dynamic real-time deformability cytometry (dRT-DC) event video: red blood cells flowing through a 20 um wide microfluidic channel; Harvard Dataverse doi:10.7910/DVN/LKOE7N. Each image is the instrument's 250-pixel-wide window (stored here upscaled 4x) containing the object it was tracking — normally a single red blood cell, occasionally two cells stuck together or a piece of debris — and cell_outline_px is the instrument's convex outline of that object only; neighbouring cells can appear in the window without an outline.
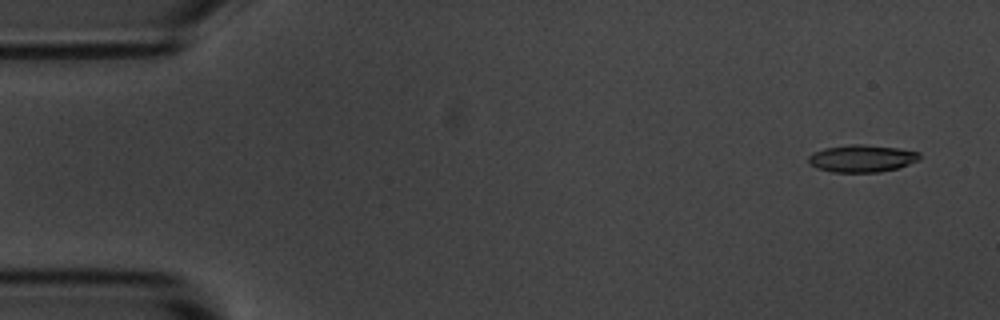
{"species": "common noctule bat (a hibernating species)", "species_latin": "Nyctalus noctula", "temperature_condition": "room temperature", "stored_images_in_passage": 53, "camera_frame_rate_fps": 3000, "um_per_image_px": 0.085, "animal": {"sex": "male", "body_mass_g": 20.1, "forearm_length_mm": 53.5}, "frame": {"image": 1, "passage_image": 1, "time_ms": 0.0, "image_size_px": [1000, 320], "cell_outline_px": [[920, 160], [896, 168], [880, 172], [832, 172], [816, 168], [808, 160], [808, 156], [812, 152], [824, 148], [852, 144], [864, 144], [896, 148], [920, 152]], "centroid_in_image_um": [73.24, 13.46], "position_along_channel_um": 11.8, "area_um2": 17.63}}
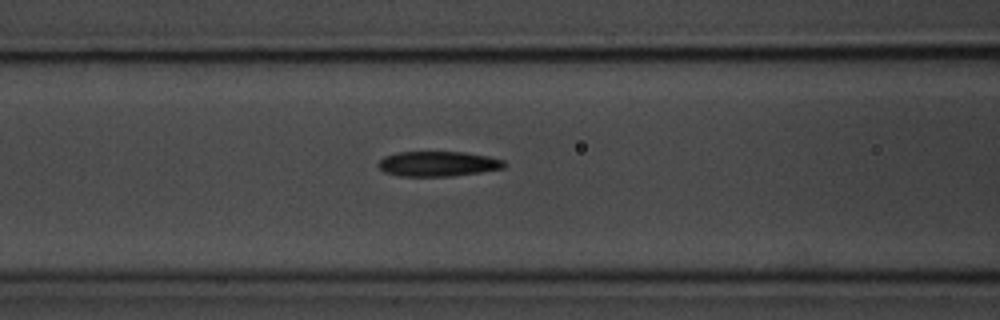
{"frame": {"image": 2, "passage_image": 20, "time_ms": 6.333, "image_size_px": [1000, 320], "cell_outline_px": [[508, 164], [504, 168], [480, 172], [452, 176], [400, 176], [384, 172], [376, 164], [384, 156], [396, 152], [464, 152], [488, 156], [504, 160]], "centroid_in_image_um": [37.23, 13.92], "position_along_channel_um": 129.4, "area_um2": 18.5}}
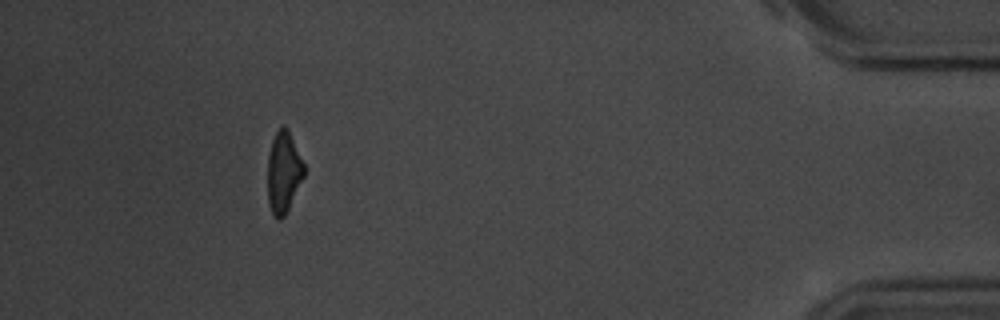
{"frame": {"image": 3, "passage_image": 48, "time_ms": 15.667, "image_size_px": [1000, 320], "cell_outline_px": [[304, 176], [284, 216], [280, 220], [276, 220], [272, 216], [268, 204], [268, 156], [272, 140], [276, 132], [284, 124], [288, 128], [304, 164]], "centroid_in_image_um": [24.09, 14.66], "position_along_channel_um": 411.1, "area_um2": 17.22}, "authors_computed_cell_mechanics": {"area_um2": 18.4382, "velocity_mm_per_s": 3.665, "shape_relaxation_time_tau1_ms": 3.5651, "shape_relaxation_time_tau2_ms": 5.0473, "deformation_change_tau1": 0.1883, "deformation_change_tau2": 0.1713}}